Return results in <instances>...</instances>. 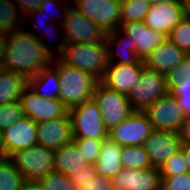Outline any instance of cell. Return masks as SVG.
<instances>
[{
    "label": "cell",
    "instance_id": "cell-41",
    "mask_svg": "<svg viewBox=\"0 0 190 190\" xmlns=\"http://www.w3.org/2000/svg\"><path fill=\"white\" fill-rule=\"evenodd\" d=\"M182 145H190V116L185 118V121L178 131Z\"/></svg>",
    "mask_w": 190,
    "mask_h": 190
},
{
    "label": "cell",
    "instance_id": "cell-23",
    "mask_svg": "<svg viewBox=\"0 0 190 190\" xmlns=\"http://www.w3.org/2000/svg\"><path fill=\"white\" fill-rule=\"evenodd\" d=\"M28 86L44 99H59L60 79L57 69L52 64L29 78Z\"/></svg>",
    "mask_w": 190,
    "mask_h": 190
},
{
    "label": "cell",
    "instance_id": "cell-33",
    "mask_svg": "<svg viewBox=\"0 0 190 190\" xmlns=\"http://www.w3.org/2000/svg\"><path fill=\"white\" fill-rule=\"evenodd\" d=\"M104 140L106 139L83 138L74 139L73 141L84 156V160L87 163L94 164L98 159Z\"/></svg>",
    "mask_w": 190,
    "mask_h": 190
},
{
    "label": "cell",
    "instance_id": "cell-34",
    "mask_svg": "<svg viewBox=\"0 0 190 190\" xmlns=\"http://www.w3.org/2000/svg\"><path fill=\"white\" fill-rule=\"evenodd\" d=\"M63 2V3H62ZM56 7L57 9H59L56 14H54L53 16H51L53 18V21H57L58 20V26L56 27V31H58L59 29L61 33H63V21L66 17V13L68 11V8L70 7V5L66 4V2L64 3V0H43L42 3L40 4L39 7V14H43L45 17H50L51 14H49L51 12V9H54ZM54 11V10H52ZM49 12V13H48ZM61 18H60V17ZM62 21V22H61ZM58 28V29H57Z\"/></svg>",
    "mask_w": 190,
    "mask_h": 190
},
{
    "label": "cell",
    "instance_id": "cell-26",
    "mask_svg": "<svg viewBox=\"0 0 190 190\" xmlns=\"http://www.w3.org/2000/svg\"><path fill=\"white\" fill-rule=\"evenodd\" d=\"M43 0H0V21L23 26L26 16L36 11ZM25 17V18H24ZM23 18V19H22Z\"/></svg>",
    "mask_w": 190,
    "mask_h": 190
},
{
    "label": "cell",
    "instance_id": "cell-3",
    "mask_svg": "<svg viewBox=\"0 0 190 190\" xmlns=\"http://www.w3.org/2000/svg\"><path fill=\"white\" fill-rule=\"evenodd\" d=\"M58 58L64 64L91 73L99 80L104 76L109 64L105 40L94 44H66Z\"/></svg>",
    "mask_w": 190,
    "mask_h": 190
},
{
    "label": "cell",
    "instance_id": "cell-36",
    "mask_svg": "<svg viewBox=\"0 0 190 190\" xmlns=\"http://www.w3.org/2000/svg\"><path fill=\"white\" fill-rule=\"evenodd\" d=\"M165 76L168 91L176 86L180 79L190 81V54H187L181 63L171 69Z\"/></svg>",
    "mask_w": 190,
    "mask_h": 190
},
{
    "label": "cell",
    "instance_id": "cell-37",
    "mask_svg": "<svg viewBox=\"0 0 190 190\" xmlns=\"http://www.w3.org/2000/svg\"><path fill=\"white\" fill-rule=\"evenodd\" d=\"M176 97L177 102L186 117L190 116V81H180L169 91Z\"/></svg>",
    "mask_w": 190,
    "mask_h": 190
},
{
    "label": "cell",
    "instance_id": "cell-30",
    "mask_svg": "<svg viewBox=\"0 0 190 190\" xmlns=\"http://www.w3.org/2000/svg\"><path fill=\"white\" fill-rule=\"evenodd\" d=\"M168 40L190 54V17L185 16L168 34Z\"/></svg>",
    "mask_w": 190,
    "mask_h": 190
},
{
    "label": "cell",
    "instance_id": "cell-43",
    "mask_svg": "<svg viewBox=\"0 0 190 190\" xmlns=\"http://www.w3.org/2000/svg\"><path fill=\"white\" fill-rule=\"evenodd\" d=\"M31 16V18L35 21V19H36V21L35 22H37V23H39V21L40 20H42V19H40L39 20V18L41 17H44V15L43 14H39V8L36 10V11H33V12H30L26 17L28 18V17H30ZM35 18V19H34ZM45 19V18H44ZM38 20V21H37ZM48 20L50 21L49 23H53V19L51 18H48ZM47 22V21H46ZM39 25H40V23H39ZM40 26H42V24L40 25ZM39 26V27H40ZM43 27V26H42ZM42 27H40V28H42ZM46 27V26H45ZM45 27H43L42 29H44ZM40 30V29H39Z\"/></svg>",
    "mask_w": 190,
    "mask_h": 190
},
{
    "label": "cell",
    "instance_id": "cell-21",
    "mask_svg": "<svg viewBox=\"0 0 190 190\" xmlns=\"http://www.w3.org/2000/svg\"><path fill=\"white\" fill-rule=\"evenodd\" d=\"M187 54L168 39L156 47L144 60L145 67L167 74L179 65Z\"/></svg>",
    "mask_w": 190,
    "mask_h": 190
},
{
    "label": "cell",
    "instance_id": "cell-8",
    "mask_svg": "<svg viewBox=\"0 0 190 190\" xmlns=\"http://www.w3.org/2000/svg\"><path fill=\"white\" fill-rule=\"evenodd\" d=\"M168 92L165 74L145 67L138 83L129 92L127 98L133 111L144 112Z\"/></svg>",
    "mask_w": 190,
    "mask_h": 190
},
{
    "label": "cell",
    "instance_id": "cell-28",
    "mask_svg": "<svg viewBox=\"0 0 190 190\" xmlns=\"http://www.w3.org/2000/svg\"><path fill=\"white\" fill-rule=\"evenodd\" d=\"M150 6L148 0H121L120 26L144 21Z\"/></svg>",
    "mask_w": 190,
    "mask_h": 190
},
{
    "label": "cell",
    "instance_id": "cell-27",
    "mask_svg": "<svg viewBox=\"0 0 190 190\" xmlns=\"http://www.w3.org/2000/svg\"><path fill=\"white\" fill-rule=\"evenodd\" d=\"M25 178L8 158H0V190H22Z\"/></svg>",
    "mask_w": 190,
    "mask_h": 190
},
{
    "label": "cell",
    "instance_id": "cell-5",
    "mask_svg": "<svg viewBox=\"0 0 190 190\" xmlns=\"http://www.w3.org/2000/svg\"><path fill=\"white\" fill-rule=\"evenodd\" d=\"M25 178V181H39L55 171V152L40 145L15 151L8 157Z\"/></svg>",
    "mask_w": 190,
    "mask_h": 190
},
{
    "label": "cell",
    "instance_id": "cell-12",
    "mask_svg": "<svg viewBox=\"0 0 190 190\" xmlns=\"http://www.w3.org/2000/svg\"><path fill=\"white\" fill-rule=\"evenodd\" d=\"M20 103L24 110L25 117H28L36 123L46 122L65 116L69 110L59 99H44L27 86Z\"/></svg>",
    "mask_w": 190,
    "mask_h": 190
},
{
    "label": "cell",
    "instance_id": "cell-29",
    "mask_svg": "<svg viewBox=\"0 0 190 190\" xmlns=\"http://www.w3.org/2000/svg\"><path fill=\"white\" fill-rule=\"evenodd\" d=\"M121 165L125 169H147L152 167L143 145L122 147Z\"/></svg>",
    "mask_w": 190,
    "mask_h": 190
},
{
    "label": "cell",
    "instance_id": "cell-20",
    "mask_svg": "<svg viewBox=\"0 0 190 190\" xmlns=\"http://www.w3.org/2000/svg\"><path fill=\"white\" fill-rule=\"evenodd\" d=\"M108 63L136 64L141 59L137 56V44L119 29L106 33Z\"/></svg>",
    "mask_w": 190,
    "mask_h": 190
},
{
    "label": "cell",
    "instance_id": "cell-40",
    "mask_svg": "<svg viewBox=\"0 0 190 190\" xmlns=\"http://www.w3.org/2000/svg\"><path fill=\"white\" fill-rule=\"evenodd\" d=\"M79 190H114L111 178L101 175H95L91 180L87 181Z\"/></svg>",
    "mask_w": 190,
    "mask_h": 190
},
{
    "label": "cell",
    "instance_id": "cell-42",
    "mask_svg": "<svg viewBox=\"0 0 190 190\" xmlns=\"http://www.w3.org/2000/svg\"><path fill=\"white\" fill-rule=\"evenodd\" d=\"M22 190H45L39 181H26Z\"/></svg>",
    "mask_w": 190,
    "mask_h": 190
},
{
    "label": "cell",
    "instance_id": "cell-17",
    "mask_svg": "<svg viewBox=\"0 0 190 190\" xmlns=\"http://www.w3.org/2000/svg\"><path fill=\"white\" fill-rule=\"evenodd\" d=\"M185 16L184 1L157 3L150 6L144 23L168 35Z\"/></svg>",
    "mask_w": 190,
    "mask_h": 190
},
{
    "label": "cell",
    "instance_id": "cell-45",
    "mask_svg": "<svg viewBox=\"0 0 190 190\" xmlns=\"http://www.w3.org/2000/svg\"><path fill=\"white\" fill-rule=\"evenodd\" d=\"M0 158H5L1 131H0Z\"/></svg>",
    "mask_w": 190,
    "mask_h": 190
},
{
    "label": "cell",
    "instance_id": "cell-7",
    "mask_svg": "<svg viewBox=\"0 0 190 190\" xmlns=\"http://www.w3.org/2000/svg\"><path fill=\"white\" fill-rule=\"evenodd\" d=\"M69 112L74 139H108V130L93 99L72 107Z\"/></svg>",
    "mask_w": 190,
    "mask_h": 190
},
{
    "label": "cell",
    "instance_id": "cell-22",
    "mask_svg": "<svg viewBox=\"0 0 190 190\" xmlns=\"http://www.w3.org/2000/svg\"><path fill=\"white\" fill-rule=\"evenodd\" d=\"M121 150L122 147L115 142L104 140L98 159L94 163L96 174L112 179L121 171Z\"/></svg>",
    "mask_w": 190,
    "mask_h": 190
},
{
    "label": "cell",
    "instance_id": "cell-11",
    "mask_svg": "<svg viewBox=\"0 0 190 190\" xmlns=\"http://www.w3.org/2000/svg\"><path fill=\"white\" fill-rule=\"evenodd\" d=\"M144 113L155 130L178 132L186 116L170 92L158 98Z\"/></svg>",
    "mask_w": 190,
    "mask_h": 190
},
{
    "label": "cell",
    "instance_id": "cell-32",
    "mask_svg": "<svg viewBox=\"0 0 190 190\" xmlns=\"http://www.w3.org/2000/svg\"><path fill=\"white\" fill-rule=\"evenodd\" d=\"M45 190H76L69 176L53 171L39 180Z\"/></svg>",
    "mask_w": 190,
    "mask_h": 190
},
{
    "label": "cell",
    "instance_id": "cell-46",
    "mask_svg": "<svg viewBox=\"0 0 190 190\" xmlns=\"http://www.w3.org/2000/svg\"><path fill=\"white\" fill-rule=\"evenodd\" d=\"M53 24H54V23H49V25H47V26L44 28V29H45L44 33H48V34H49V32H50V33H53V32L55 31L54 29H53L54 31L52 30ZM47 27H48V28H47ZM44 29H43V30H44ZM51 31H52V32H51ZM55 34H56V32L53 33V35H55ZM50 35H51V34H49V35H47V36H50Z\"/></svg>",
    "mask_w": 190,
    "mask_h": 190
},
{
    "label": "cell",
    "instance_id": "cell-13",
    "mask_svg": "<svg viewBox=\"0 0 190 190\" xmlns=\"http://www.w3.org/2000/svg\"><path fill=\"white\" fill-rule=\"evenodd\" d=\"M152 167L160 168L172 155L181 150V139L178 132L153 129L143 143Z\"/></svg>",
    "mask_w": 190,
    "mask_h": 190
},
{
    "label": "cell",
    "instance_id": "cell-48",
    "mask_svg": "<svg viewBox=\"0 0 190 190\" xmlns=\"http://www.w3.org/2000/svg\"><path fill=\"white\" fill-rule=\"evenodd\" d=\"M183 1H184L185 14H190V0H183Z\"/></svg>",
    "mask_w": 190,
    "mask_h": 190
},
{
    "label": "cell",
    "instance_id": "cell-18",
    "mask_svg": "<svg viewBox=\"0 0 190 190\" xmlns=\"http://www.w3.org/2000/svg\"><path fill=\"white\" fill-rule=\"evenodd\" d=\"M145 64L140 60L136 64L109 63L108 68L100 80L107 87L128 95L138 83Z\"/></svg>",
    "mask_w": 190,
    "mask_h": 190
},
{
    "label": "cell",
    "instance_id": "cell-35",
    "mask_svg": "<svg viewBox=\"0 0 190 190\" xmlns=\"http://www.w3.org/2000/svg\"><path fill=\"white\" fill-rule=\"evenodd\" d=\"M161 176H179L188 173V167L185 162L182 150L172 155L160 168Z\"/></svg>",
    "mask_w": 190,
    "mask_h": 190
},
{
    "label": "cell",
    "instance_id": "cell-1",
    "mask_svg": "<svg viewBox=\"0 0 190 190\" xmlns=\"http://www.w3.org/2000/svg\"><path fill=\"white\" fill-rule=\"evenodd\" d=\"M53 50L37 33L26 31L19 23L0 21V66L27 79L48 67Z\"/></svg>",
    "mask_w": 190,
    "mask_h": 190
},
{
    "label": "cell",
    "instance_id": "cell-31",
    "mask_svg": "<svg viewBox=\"0 0 190 190\" xmlns=\"http://www.w3.org/2000/svg\"><path fill=\"white\" fill-rule=\"evenodd\" d=\"M25 117L20 101L0 105V131Z\"/></svg>",
    "mask_w": 190,
    "mask_h": 190
},
{
    "label": "cell",
    "instance_id": "cell-19",
    "mask_svg": "<svg viewBox=\"0 0 190 190\" xmlns=\"http://www.w3.org/2000/svg\"><path fill=\"white\" fill-rule=\"evenodd\" d=\"M119 30L135 41L137 56L143 61L156 47L168 39L166 33L151 29L144 21L122 24Z\"/></svg>",
    "mask_w": 190,
    "mask_h": 190
},
{
    "label": "cell",
    "instance_id": "cell-2",
    "mask_svg": "<svg viewBox=\"0 0 190 190\" xmlns=\"http://www.w3.org/2000/svg\"><path fill=\"white\" fill-rule=\"evenodd\" d=\"M51 64L57 69L60 79L59 100L70 110L72 107L92 99L100 81L91 73L64 64L53 58Z\"/></svg>",
    "mask_w": 190,
    "mask_h": 190
},
{
    "label": "cell",
    "instance_id": "cell-10",
    "mask_svg": "<svg viewBox=\"0 0 190 190\" xmlns=\"http://www.w3.org/2000/svg\"><path fill=\"white\" fill-rule=\"evenodd\" d=\"M74 7L106 33L120 28L121 0H73Z\"/></svg>",
    "mask_w": 190,
    "mask_h": 190
},
{
    "label": "cell",
    "instance_id": "cell-15",
    "mask_svg": "<svg viewBox=\"0 0 190 190\" xmlns=\"http://www.w3.org/2000/svg\"><path fill=\"white\" fill-rule=\"evenodd\" d=\"M73 140L70 112L65 116L37 123V145L56 150Z\"/></svg>",
    "mask_w": 190,
    "mask_h": 190
},
{
    "label": "cell",
    "instance_id": "cell-39",
    "mask_svg": "<svg viewBox=\"0 0 190 190\" xmlns=\"http://www.w3.org/2000/svg\"><path fill=\"white\" fill-rule=\"evenodd\" d=\"M96 175L94 164L87 163L76 173L71 174L69 177L74 184L76 190H79L84 184L91 180Z\"/></svg>",
    "mask_w": 190,
    "mask_h": 190
},
{
    "label": "cell",
    "instance_id": "cell-38",
    "mask_svg": "<svg viewBox=\"0 0 190 190\" xmlns=\"http://www.w3.org/2000/svg\"><path fill=\"white\" fill-rule=\"evenodd\" d=\"M161 190H190V172L179 176H161Z\"/></svg>",
    "mask_w": 190,
    "mask_h": 190
},
{
    "label": "cell",
    "instance_id": "cell-6",
    "mask_svg": "<svg viewBox=\"0 0 190 190\" xmlns=\"http://www.w3.org/2000/svg\"><path fill=\"white\" fill-rule=\"evenodd\" d=\"M92 99L97 104L107 130L117 126L134 111L126 94L120 93L98 82Z\"/></svg>",
    "mask_w": 190,
    "mask_h": 190
},
{
    "label": "cell",
    "instance_id": "cell-16",
    "mask_svg": "<svg viewBox=\"0 0 190 190\" xmlns=\"http://www.w3.org/2000/svg\"><path fill=\"white\" fill-rule=\"evenodd\" d=\"M5 157L15 151L37 145V123L28 117L1 131Z\"/></svg>",
    "mask_w": 190,
    "mask_h": 190
},
{
    "label": "cell",
    "instance_id": "cell-25",
    "mask_svg": "<svg viewBox=\"0 0 190 190\" xmlns=\"http://www.w3.org/2000/svg\"><path fill=\"white\" fill-rule=\"evenodd\" d=\"M28 79L0 66V105L20 101Z\"/></svg>",
    "mask_w": 190,
    "mask_h": 190
},
{
    "label": "cell",
    "instance_id": "cell-47",
    "mask_svg": "<svg viewBox=\"0 0 190 190\" xmlns=\"http://www.w3.org/2000/svg\"><path fill=\"white\" fill-rule=\"evenodd\" d=\"M148 1L152 5V4L163 3V2L183 1V0H148Z\"/></svg>",
    "mask_w": 190,
    "mask_h": 190
},
{
    "label": "cell",
    "instance_id": "cell-4",
    "mask_svg": "<svg viewBox=\"0 0 190 190\" xmlns=\"http://www.w3.org/2000/svg\"><path fill=\"white\" fill-rule=\"evenodd\" d=\"M62 25L61 43L57 45L56 49L53 48V58H58L63 53L66 44H94L105 40L106 32L81 14L74 5L68 8Z\"/></svg>",
    "mask_w": 190,
    "mask_h": 190
},
{
    "label": "cell",
    "instance_id": "cell-14",
    "mask_svg": "<svg viewBox=\"0 0 190 190\" xmlns=\"http://www.w3.org/2000/svg\"><path fill=\"white\" fill-rule=\"evenodd\" d=\"M114 190H161L162 179L158 168L125 169L112 178Z\"/></svg>",
    "mask_w": 190,
    "mask_h": 190
},
{
    "label": "cell",
    "instance_id": "cell-24",
    "mask_svg": "<svg viewBox=\"0 0 190 190\" xmlns=\"http://www.w3.org/2000/svg\"><path fill=\"white\" fill-rule=\"evenodd\" d=\"M54 152L55 171L67 176L83 169L85 164H87L74 141L62 145L60 148L54 150Z\"/></svg>",
    "mask_w": 190,
    "mask_h": 190
},
{
    "label": "cell",
    "instance_id": "cell-9",
    "mask_svg": "<svg viewBox=\"0 0 190 190\" xmlns=\"http://www.w3.org/2000/svg\"><path fill=\"white\" fill-rule=\"evenodd\" d=\"M153 128L144 112L134 111L124 121L108 130V139L121 147L143 145Z\"/></svg>",
    "mask_w": 190,
    "mask_h": 190
},
{
    "label": "cell",
    "instance_id": "cell-44",
    "mask_svg": "<svg viewBox=\"0 0 190 190\" xmlns=\"http://www.w3.org/2000/svg\"><path fill=\"white\" fill-rule=\"evenodd\" d=\"M181 150L187 164L188 171L190 172V145H182Z\"/></svg>",
    "mask_w": 190,
    "mask_h": 190
}]
</instances>
